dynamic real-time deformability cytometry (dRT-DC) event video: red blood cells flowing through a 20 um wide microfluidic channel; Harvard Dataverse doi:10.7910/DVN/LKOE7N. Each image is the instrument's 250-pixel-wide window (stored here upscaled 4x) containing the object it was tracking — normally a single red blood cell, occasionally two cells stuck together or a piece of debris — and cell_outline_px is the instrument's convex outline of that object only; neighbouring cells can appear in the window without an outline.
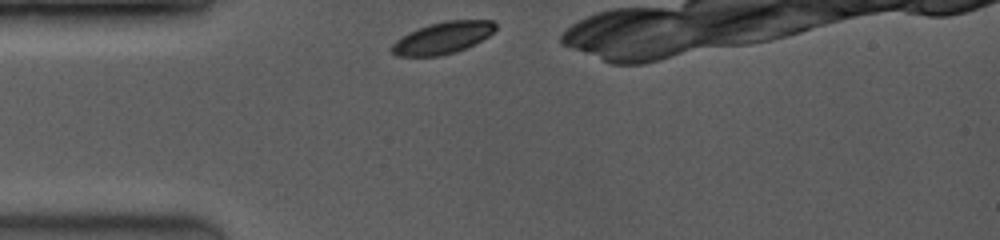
{"species": "common noctule bat (a hibernating species)", "species_latin": "Nyctalus noctula", "temperature_condition": "room temperature", "stored_images_in_passage": 24, "camera_frame_rate_fps": 3500, "um_per_image_px": 0.085, "animal": {"sex": "female", "body_mass_g": 19.0, "forearm_length_mm": 53.3}, "frame": {"image": 1, "passage_image": 1, "time_ms": 0.0, "image_size_px": [1000, 240], "cell_outline_px": [[496, 28], [488, 36], [456, 52], [440, 56], [396, 56], [392, 52], [392, 44], [396, 40], [408, 32], [428, 24], [444, 20], [492, 20], [496, 24]], "centroid_in_image_um": [37.6, 3.21], "position_along_channel_um": 47.4, "area_um2": 19.13}}
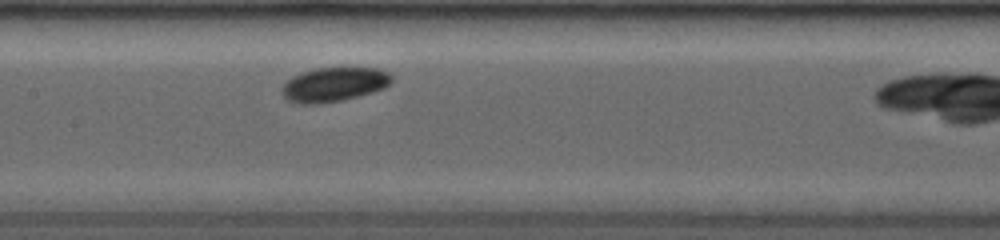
{"frame": {"image": 2, "passage_image": 15, "time_ms": 3.714, "image_size_px": [1000, 240], "cell_outline_px": [[392, 80], [384, 88], [372, 92], [340, 100], [320, 104], [300, 104], [288, 100], [280, 92], [280, 88], [292, 76], [300, 72], [316, 68], [380, 68], [388, 72], [392, 76]], "centroid_in_image_um": [28.35, 7.17], "position_along_channel_um": 179.0, "area_um2": 21.91}}
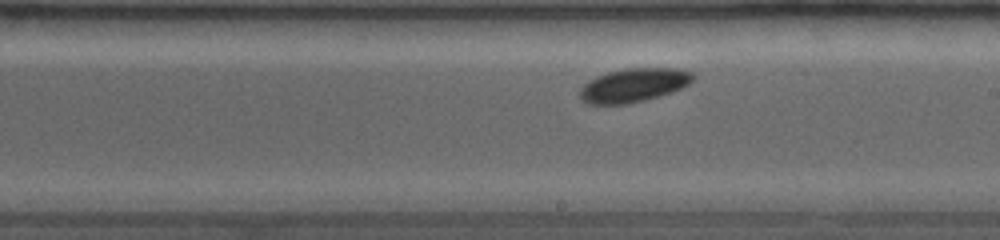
{"frame": {"image": 3, "passage_image": 21, "time_ms": 5.143, "image_size_px": [1000, 240], "cell_outline_px": [[696, 76], [688, 84], [672, 92], [644, 100], [628, 104], [588, 104], [580, 96], [580, 88], [588, 80], [596, 76], [608, 72], [624, 68], [680, 68], [696, 72]], "centroid_in_image_um": [53.9, 7.22], "position_along_channel_um": 235.1, "area_um2": 22.37}}